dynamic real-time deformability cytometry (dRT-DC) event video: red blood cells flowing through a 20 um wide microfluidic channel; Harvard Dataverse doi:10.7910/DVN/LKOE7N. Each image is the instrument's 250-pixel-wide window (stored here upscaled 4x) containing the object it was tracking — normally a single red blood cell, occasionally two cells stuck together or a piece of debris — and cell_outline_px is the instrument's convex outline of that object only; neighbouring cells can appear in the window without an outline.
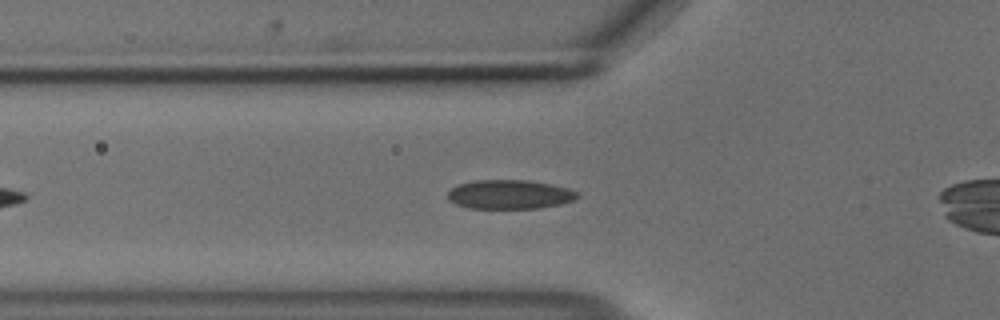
{"species": "common noctule bat (a hibernating species)", "species_latin": "Nyctalus noctula", "temperature_condition": "cold", "stored_images_in_passage": 30, "camera_frame_rate_fps": 3000, "um_per_image_px": 0.085, "animal": {"sex": "male", "body_mass_g": 18.8}, "frame": {"image": 1, "passage_image": 9, "time_ms": 2.667, "image_size_px": [1000, 320], "cell_outline_px": [[580, 196], [576, 200], [560, 204], [540, 208], [468, 208], [456, 204], [448, 200], [448, 192], [452, 188], [460, 184], [476, 180], [528, 180], [552, 184], [568, 188], [576, 192]], "centroid_in_image_um": [43.34, 16.53], "position_along_channel_um": 82.5, "area_um2": 22.02}}
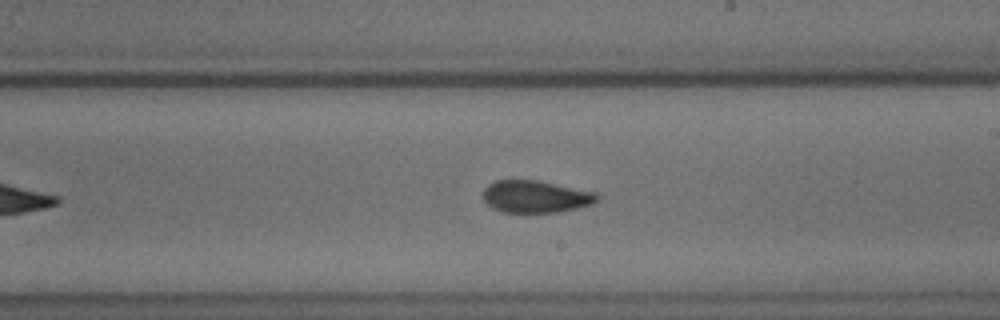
{"frame": {"image": 2, "passage_image": 22, "time_ms": 7.0, "image_size_px": [1000, 320], "cell_outline_px": [[600, 200], [592, 204], [576, 208], [556, 212], [504, 212], [492, 208], [484, 200], [484, 188], [488, 184], [496, 180], [540, 180], [596, 192], [600, 196]], "centroid_in_image_um": [45.56, 16.7], "position_along_channel_um": 243.4, "area_um2": 21.5}}
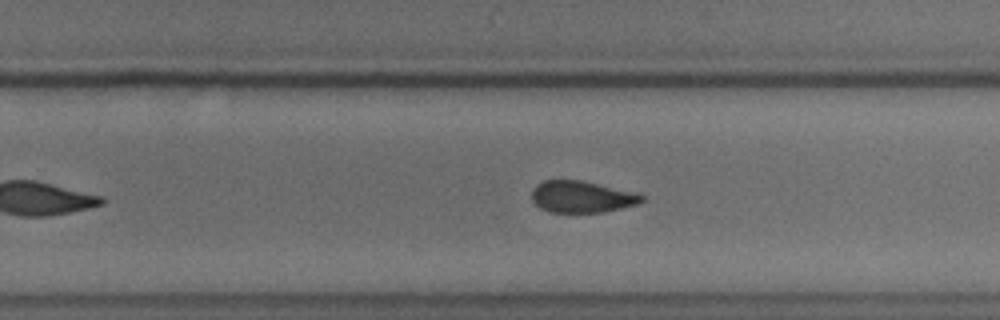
{"frame": {"image": 3, "passage_image": 25, "time_ms": 8.0, "image_size_px": [1000, 320], "cell_outline_px": [[644, 200], [636, 204], [620, 208], [600, 212], [548, 212], [540, 208], [532, 200], [532, 188], [536, 184], [544, 180], [580, 180], [636, 192], [644, 196]], "centroid_in_image_um": [49.41, 16.72], "position_along_channel_um": 280.4, "area_um2": 20.23}}